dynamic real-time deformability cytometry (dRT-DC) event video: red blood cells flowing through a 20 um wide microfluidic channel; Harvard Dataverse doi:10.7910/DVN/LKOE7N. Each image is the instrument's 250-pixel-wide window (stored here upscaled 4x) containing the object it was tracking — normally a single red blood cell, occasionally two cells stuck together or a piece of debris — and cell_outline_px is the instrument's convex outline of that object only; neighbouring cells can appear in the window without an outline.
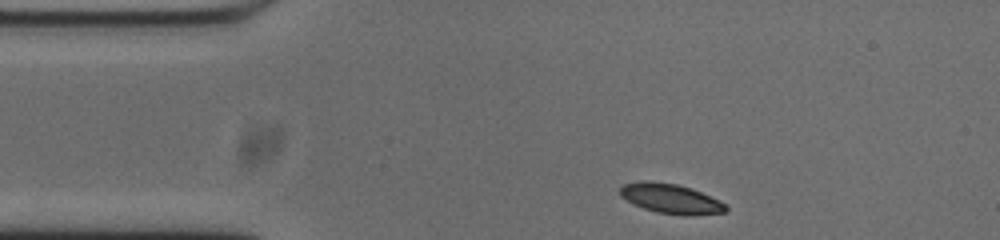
{"species": "common noctule bat (a hibernating species)", "species_latin": "Nyctalus noctula", "temperature_condition": "cold", "stored_images_in_passage": 46, "camera_frame_rate_fps": 3000, "um_per_image_px": 0.085, "animal": {"sex": "male", "body_mass_g": 20.0, "forearm_length_mm": 53.3}, "frame": {"image": 1, "passage_image": 1, "time_ms": 0.0, "image_size_px": [1000, 240], "cell_outline_px": [[728, 208], [724, 212], [692, 216], [684, 216], [656, 212], [632, 204], [620, 196], [620, 188], [624, 184], [644, 180], [676, 184], [692, 188], [720, 200]], "centroid_in_image_um": [57.01, 16.89], "position_along_channel_um": 28.0, "area_um2": 18.44}}
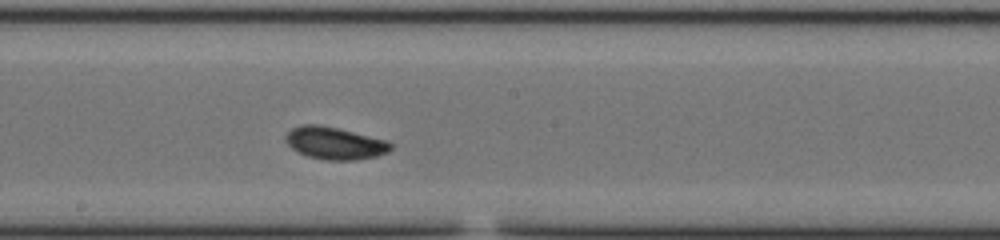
{"frame": {"image": 2, "passage_image": 20, "time_ms": 6.333, "image_size_px": [1000, 240], "cell_outline_px": [[392, 148], [388, 152], [376, 156], [356, 160], [328, 160], [308, 156], [296, 152], [284, 140], [284, 136], [292, 128], [304, 124], [320, 124], [388, 140], [392, 144]], "centroid_in_image_um": [28.45, 12.16], "position_along_channel_um": 219.8, "area_um2": 19.88}}
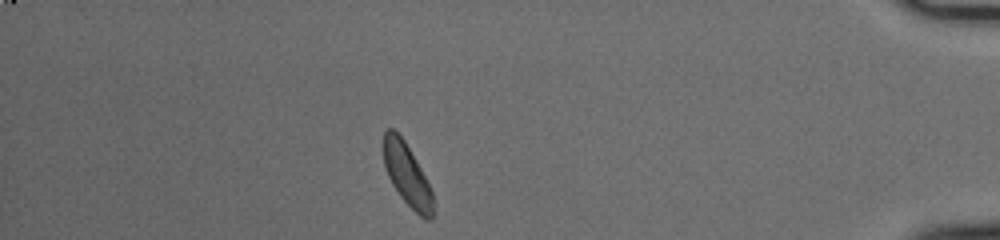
{"frame": {"image": 3, "passage_image": 39, "time_ms": 12.667, "image_size_px": [1000, 240], "cell_outline_px": [[432, 220], [424, 220], [400, 196], [392, 184], [388, 176], [384, 164], [384, 132], [388, 128], [392, 128], [404, 140], [420, 168], [432, 192]], "centroid_in_image_um": [34.58, 14.86], "position_along_channel_um": 400.6, "area_um2": 17.4}, "authors_computed_cell_mechanics": {"area_um2": 18.8428, "velocity_mm_per_s": 3.6967, "shape_relaxation_time_tau1_ms": 6.1333, "shape_relaxation_time_tau2_ms": null, "deformation_change_tau1": 0.1706, "deformation_change_tau2": null}}